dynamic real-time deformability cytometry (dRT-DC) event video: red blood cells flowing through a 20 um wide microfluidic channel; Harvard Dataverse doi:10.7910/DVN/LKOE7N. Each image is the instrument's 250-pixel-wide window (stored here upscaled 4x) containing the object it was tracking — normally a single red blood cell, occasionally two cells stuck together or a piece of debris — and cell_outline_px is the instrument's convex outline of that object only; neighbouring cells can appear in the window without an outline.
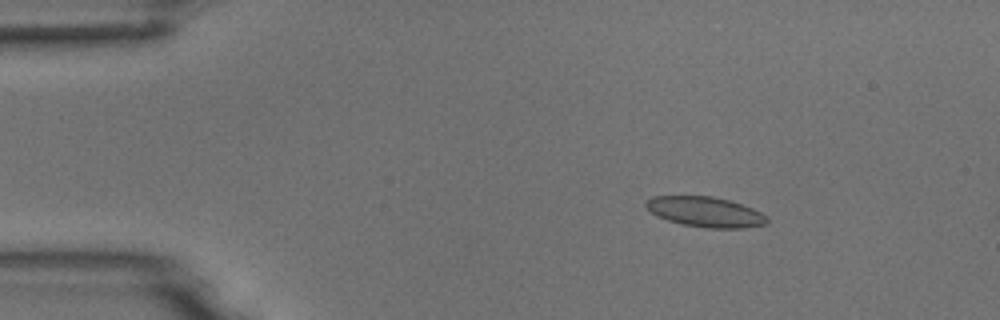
{"species": "common noctule bat (a hibernating species)", "species_latin": "Nyctalus noctula", "temperature_condition": "room temperature", "stored_images_in_passage": 46, "camera_frame_rate_fps": 3000, "um_per_image_px": 0.085, "animal": {"sex": "male", "body_mass_g": 18.8}, "frame": {"image": 1, "passage_image": 1, "time_ms": 0.0, "image_size_px": [1000, 320], "cell_outline_px": [[768, 224], [744, 228], [708, 228], [684, 224], [668, 220], [656, 216], [644, 204], [644, 200], [652, 196], [712, 196], [728, 200], [752, 208], [760, 212], [768, 220]], "centroid_in_image_um": [59.93, 18.01], "position_along_channel_um": 25.1, "area_um2": 21.15}}
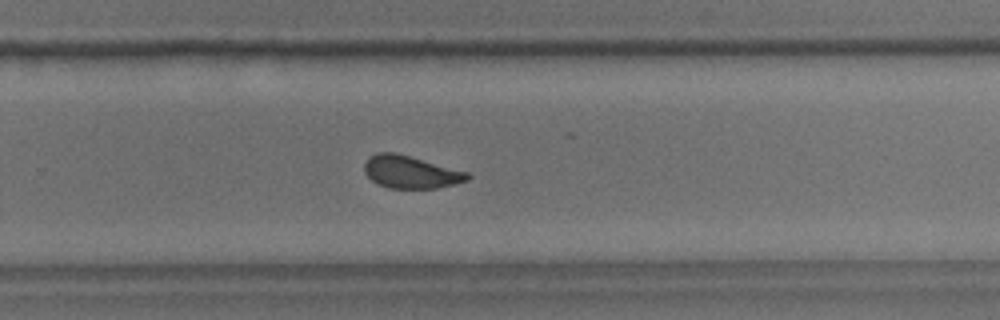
{"frame": {"image": 2, "passage_image": 28, "time_ms": 9.0, "image_size_px": [1000, 320], "cell_outline_px": [[472, 176], [468, 180], [436, 188], [388, 188], [376, 184], [364, 172], [364, 164], [368, 156], [376, 152], [396, 152], [468, 172]], "centroid_in_image_um": [34.87, 14.61], "position_along_channel_um": 294.9, "area_um2": 19.65}}
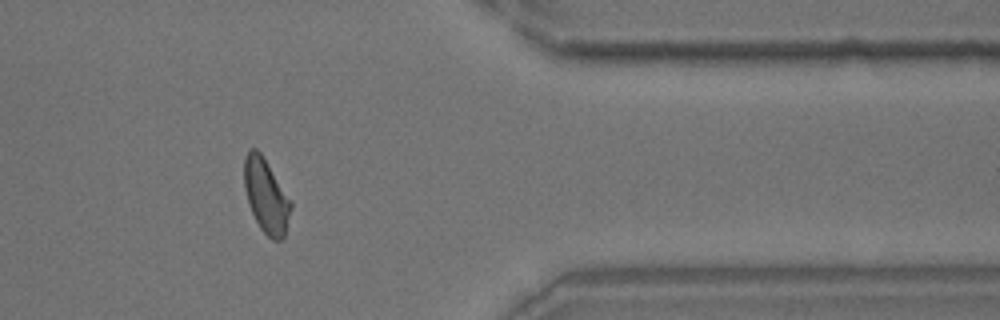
{"frame": {"image": 3, "passage_image": 37, "time_ms": 12.0, "image_size_px": [1000, 320], "cell_outline_px": [[292, 208], [284, 236], [280, 240], [272, 240], [260, 228], [248, 204], [244, 188], [244, 156], [248, 148], [256, 148], [260, 152], [292, 200]], "centroid_in_image_um": [22.61, 16.63], "position_along_channel_um": 388.8, "area_um2": 20.29}, "authors_computed_cell_mechanics": {"area_um2": 20.2878, "velocity_mm_per_s": 3.7441, "shape_relaxation_time_tau1_ms": 3.4152, "shape_relaxation_time_tau2_ms": 1.04, "deformation_change_tau1": 0.097, "deformation_change_tau2": 0.06}}